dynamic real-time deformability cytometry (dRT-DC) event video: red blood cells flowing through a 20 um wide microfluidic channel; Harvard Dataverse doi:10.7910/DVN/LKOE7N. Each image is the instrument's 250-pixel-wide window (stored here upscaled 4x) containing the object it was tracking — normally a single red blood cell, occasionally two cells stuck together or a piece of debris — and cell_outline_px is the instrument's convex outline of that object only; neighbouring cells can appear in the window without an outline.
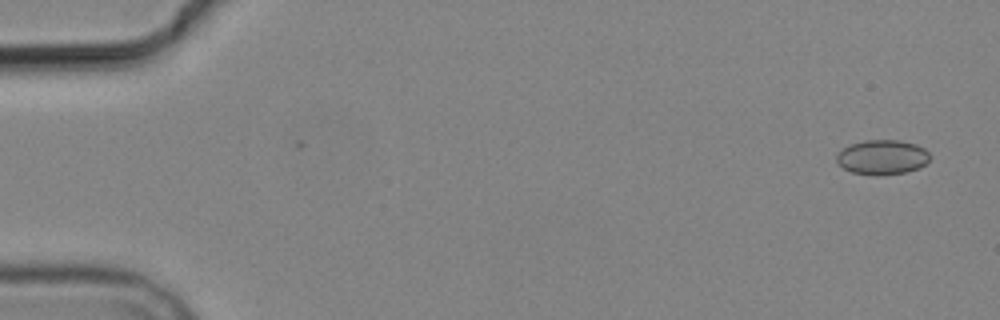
{"species": "common noctule bat (a hibernating species)", "species_latin": "Nyctalus noctula", "temperature_condition": "cold", "stored_images_in_passage": 5, "camera_frame_rate_fps": 3000, "um_per_image_px": 0.085, "animal": {"sex": "male", "body_mass_g": 19.2, "forearm_length_mm": 51.8}, "frame": {"image": 1, "passage_image": 1, "time_ms": 0.0, "image_size_px": [1000, 320], "cell_outline_px": [[928, 160], [920, 168], [908, 172], [880, 176], [852, 172], [844, 168], [836, 160], [836, 156], [844, 148], [852, 144], [864, 140], [900, 140], [916, 144], [924, 148], [928, 152]], "centroid_in_image_um": [75.01, 13.37], "position_along_channel_um": 10.0, "area_um2": 18.79}}
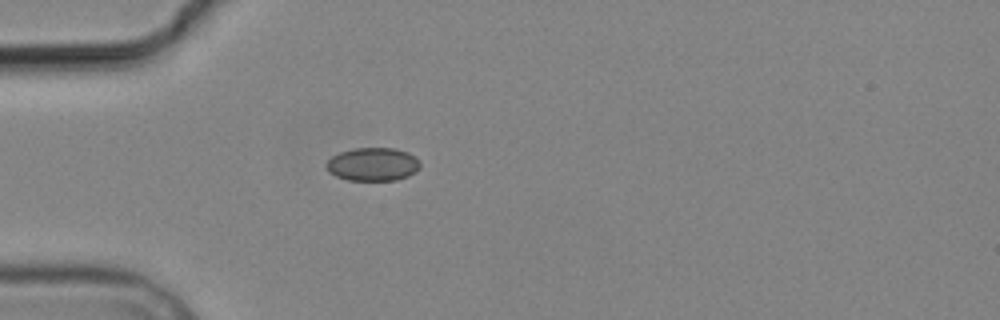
{"frame": {"image": 2, "passage_image": 5, "time_ms": 4.667, "image_size_px": [1000, 320], "cell_outline_px": [[420, 168], [416, 172], [408, 176], [396, 180], [348, 180], [336, 176], [328, 172], [324, 164], [332, 156], [340, 152], [352, 148], [396, 148], [408, 152], [416, 156], [420, 160]], "centroid_in_image_um": [31.7, 13.96], "position_along_channel_um": 53.3, "area_um2": 18.5}}